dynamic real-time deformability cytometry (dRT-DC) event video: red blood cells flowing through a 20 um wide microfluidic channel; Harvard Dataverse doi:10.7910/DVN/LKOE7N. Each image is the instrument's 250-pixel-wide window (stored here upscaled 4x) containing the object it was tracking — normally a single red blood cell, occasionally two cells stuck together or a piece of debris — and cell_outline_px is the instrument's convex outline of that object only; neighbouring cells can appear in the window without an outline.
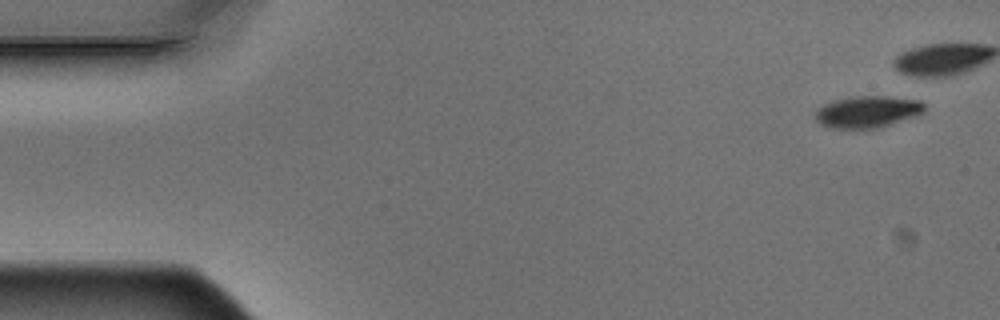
{"species": "Egyptian fruit bat (a non-hibernating species)", "species_latin": "Rousettus aegyptiacus", "temperature_condition": "warm", "stored_images_in_passage": 5, "camera_frame_rate_fps": 3000, "um_per_image_px": 0.085, "animal": {"sex": "male"}, "frame": {"image": 1, "passage_image": 1, "time_ms": 0.0, "image_size_px": [1000, 320], "cell_outline_px": [[924, 112], [920, 116], [876, 128], [828, 128], [820, 124], [816, 120], [816, 112], [820, 104], [832, 100], [848, 96], [888, 96], [920, 100], [924, 104]], "centroid_in_image_um": [73.73, 9.49], "position_along_channel_um": 11.3, "area_um2": 20.63}}